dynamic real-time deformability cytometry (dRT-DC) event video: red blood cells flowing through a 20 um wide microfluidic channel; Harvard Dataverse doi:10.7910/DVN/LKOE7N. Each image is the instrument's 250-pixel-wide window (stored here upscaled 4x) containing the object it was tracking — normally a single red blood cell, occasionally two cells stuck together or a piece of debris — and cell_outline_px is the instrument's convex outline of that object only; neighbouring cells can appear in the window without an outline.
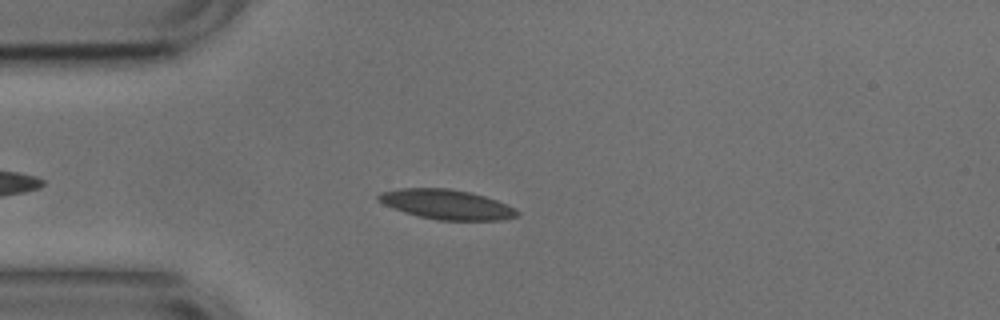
{"species": "common noctule bat (a hibernating species)", "species_latin": "Nyctalus noctula", "temperature_condition": "cold", "stored_images_in_passage": 43, "camera_frame_rate_fps": 3000, "um_per_image_px": 0.085, "animal": {"sex": "male", "body_mass_g": 17.9, "forearm_length_mm": 54.2}, "frame": {"image": 1, "passage_image": 7, "time_ms": 2.0, "image_size_px": [1000, 320], "cell_outline_px": [[520, 212], [516, 216], [500, 220], [440, 220], [420, 216], [404, 212], [384, 204], [376, 200], [376, 196], [380, 192], [400, 188], [448, 188], [472, 192], [508, 204], [516, 208]], "centroid_in_image_um": [37.96, 17.36], "position_along_channel_um": 47.0, "area_um2": 24.04}, "authors_computed_cell_mechanics": {"area_um2": 23.0044, "velocity_mm_per_s": 3.7552, "shape_relaxation_time_tau1_ms": 3.8343, "shape_relaxation_time_tau2_ms": 2.4407, "deformation_change_tau1": 0.1045, "deformation_change_tau2": 0.086}}